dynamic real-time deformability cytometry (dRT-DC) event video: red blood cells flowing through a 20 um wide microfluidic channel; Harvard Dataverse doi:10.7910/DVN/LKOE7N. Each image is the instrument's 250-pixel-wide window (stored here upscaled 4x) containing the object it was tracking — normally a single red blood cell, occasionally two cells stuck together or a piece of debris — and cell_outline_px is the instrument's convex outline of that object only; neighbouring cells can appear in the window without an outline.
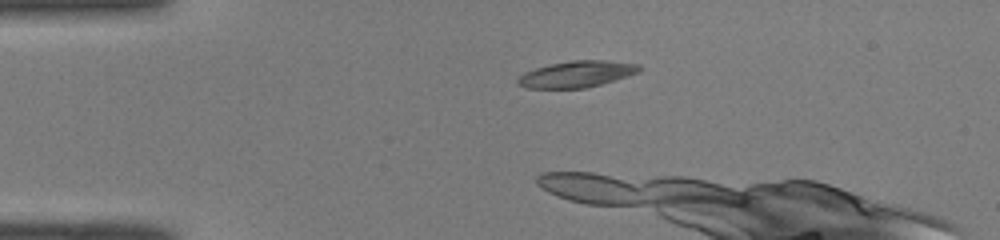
{"species": "common noctule bat (a hibernating species)", "species_latin": "Nyctalus noctula", "temperature_condition": "room temperature", "stored_images_in_passage": 19, "camera_frame_rate_fps": 3000, "um_per_image_px": 0.085, "animal": {"sex": "male", "body_mass_g": 19.0, "forearm_length_mm": 50.8}, "frame": {"image": 1, "passage_image": 4, "time_ms": 1.0, "image_size_px": [1000, 240], "cell_outline_px": [[644, 68], [640, 72], [628, 76], [600, 84], [584, 88], [528, 88], [516, 84], [516, 76], [524, 72], [536, 68], [552, 64], [572, 60], [604, 60], [640, 64]], "centroid_in_image_um": [49.02, 6.3], "position_along_channel_um": 36.0, "area_um2": 18.79}}